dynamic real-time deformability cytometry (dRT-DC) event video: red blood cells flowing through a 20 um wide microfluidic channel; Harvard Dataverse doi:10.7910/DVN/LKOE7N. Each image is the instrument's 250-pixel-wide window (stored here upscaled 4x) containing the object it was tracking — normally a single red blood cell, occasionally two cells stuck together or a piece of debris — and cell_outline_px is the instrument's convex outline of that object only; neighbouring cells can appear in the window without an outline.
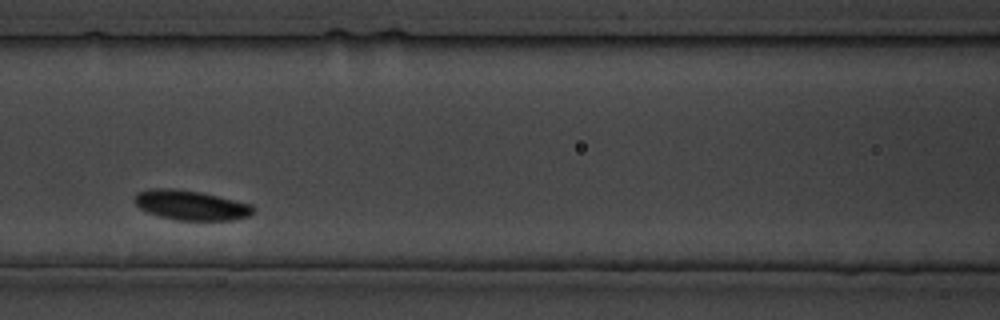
{"species": "common noctule bat (a hibernating species)", "species_latin": "Nyctalus noctula", "temperature_condition": "cold", "stored_images_in_passage": 23, "camera_frame_rate_fps": 3000, "um_per_image_px": 0.085, "animal": {"sex": "male", "body_mass_g": 19.5, "forearm_length_mm": 54.6}, "frame": {"image": 1, "passage_image": 8, "time_ms": 8.0, "image_size_px": [1000, 320], "cell_outline_px": [[256, 208], [248, 216], [232, 220], [176, 220], [160, 216], [148, 212], [140, 208], [132, 200], [132, 196], [136, 192], [152, 188], [172, 188], [200, 192], [252, 204]], "centroid_in_image_um": [16.18, 17.43], "position_along_channel_um": 150.4, "area_um2": 20.63}}
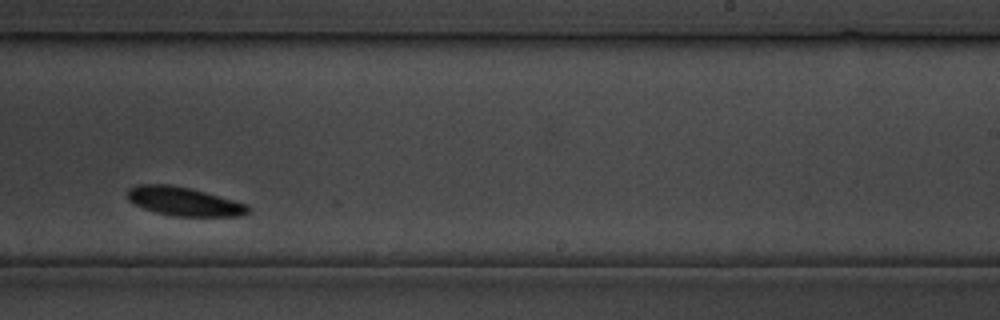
{"frame": {"image": 2, "passage_image": 15, "time_ms": 17.0, "image_size_px": [1000, 320], "cell_outline_px": [[248, 212], [240, 216], [176, 216], [156, 212], [144, 208], [128, 200], [128, 188], [136, 184], [168, 184], [192, 188], [248, 204]], "centroid_in_image_um": [15.63, 17.1], "position_along_channel_um": 273.4, "area_um2": 20.11}}
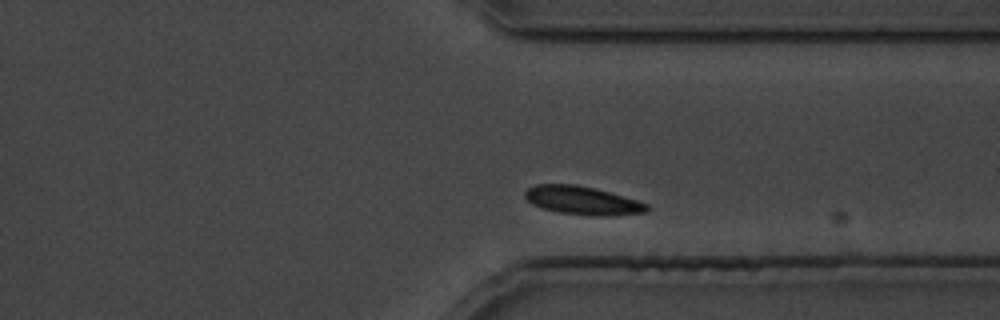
{"frame": {"image": 3, "passage_image": 20, "time_ms": 23.333, "image_size_px": [1000, 320], "cell_outline_px": [[652, 208], [648, 212], [612, 216], [588, 216], [560, 212], [544, 208], [532, 204], [524, 196], [524, 192], [528, 188], [536, 184], [576, 184], [608, 192], [636, 200], [648, 204]], "centroid_in_image_um": [49.54, 17.05], "position_along_channel_um": 361.9, "area_um2": 20.17}}